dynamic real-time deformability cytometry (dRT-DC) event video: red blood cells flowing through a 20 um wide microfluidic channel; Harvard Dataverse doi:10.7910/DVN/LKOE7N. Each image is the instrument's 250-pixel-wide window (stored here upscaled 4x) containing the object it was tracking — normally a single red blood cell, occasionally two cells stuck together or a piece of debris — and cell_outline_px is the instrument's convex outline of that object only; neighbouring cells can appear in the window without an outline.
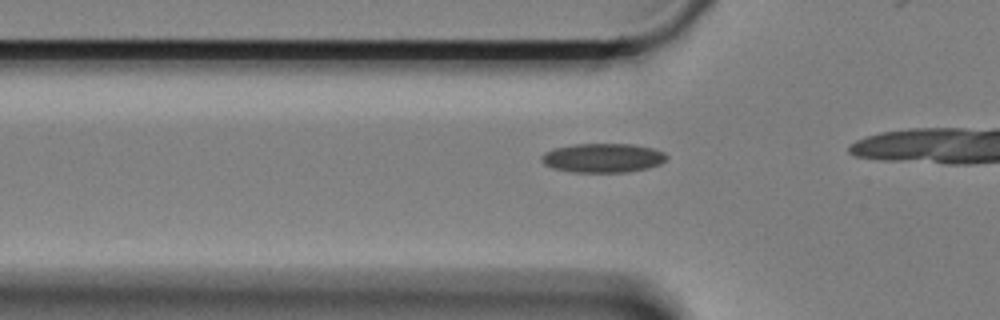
{"species": "Egyptian fruit bat (a non-hibernating species)", "species_latin": "Rousettus aegyptiacus", "temperature_condition": "cold", "stored_images_in_passage": 8, "camera_frame_rate_fps": 3000, "um_per_image_px": 0.085, "animal": {"sex": "female"}, "frame": {"image": 1, "passage_image": 2, "time_ms": 0.333, "image_size_px": [1000, 320], "cell_outline_px": [[668, 156], [660, 164], [648, 168], [628, 172], [572, 172], [552, 168], [544, 164], [540, 160], [540, 156], [544, 152], [552, 148], [572, 144], [632, 144], [652, 148], [664, 152]], "centroid_in_image_um": [51.2, 13.42], "position_along_channel_um": 74.6, "area_um2": 21.44}}
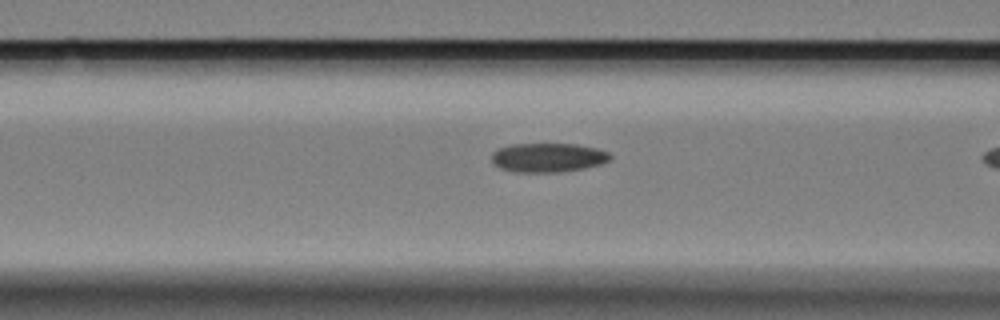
{"frame": {"image": 2, "passage_image": 6, "time_ms": 1.667, "image_size_px": [1000, 320], "cell_outline_px": [[612, 156], [608, 160], [600, 164], [584, 168], [560, 172], [516, 172], [500, 168], [492, 160], [492, 152], [500, 148], [512, 144], [576, 144], [596, 148], [608, 152]], "centroid_in_image_um": [46.58, 13.39], "position_along_channel_um": 120.0, "area_um2": 19.94}}